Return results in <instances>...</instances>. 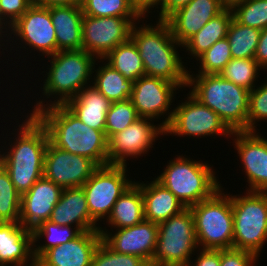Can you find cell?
Instances as JSON below:
<instances>
[{
	"label": "cell",
	"mask_w": 267,
	"mask_h": 266,
	"mask_svg": "<svg viewBox=\"0 0 267 266\" xmlns=\"http://www.w3.org/2000/svg\"><path fill=\"white\" fill-rule=\"evenodd\" d=\"M3 42V43H2ZM5 42V43H4ZM9 30L0 22V63L2 58H4L2 60V62H4V60L6 61V54H9L8 50H9ZM3 47V48H2ZM5 47V48H4ZM2 49V50H1ZM6 50V51H5ZM6 52V54H5ZM4 57H3V56ZM2 57V58H1Z\"/></svg>",
	"instance_id": "47"
},
{
	"label": "cell",
	"mask_w": 267,
	"mask_h": 266,
	"mask_svg": "<svg viewBox=\"0 0 267 266\" xmlns=\"http://www.w3.org/2000/svg\"><path fill=\"white\" fill-rule=\"evenodd\" d=\"M49 221L62 226H74L81 232L99 231L100 227L90 216L82 186L63 189Z\"/></svg>",
	"instance_id": "23"
},
{
	"label": "cell",
	"mask_w": 267,
	"mask_h": 266,
	"mask_svg": "<svg viewBox=\"0 0 267 266\" xmlns=\"http://www.w3.org/2000/svg\"><path fill=\"white\" fill-rule=\"evenodd\" d=\"M154 122L157 121L139 117L123 131L113 135L108 140L109 164L129 166L128 161L131 159H139L148 155L152 148L155 149V142L166 136L165 128Z\"/></svg>",
	"instance_id": "13"
},
{
	"label": "cell",
	"mask_w": 267,
	"mask_h": 266,
	"mask_svg": "<svg viewBox=\"0 0 267 266\" xmlns=\"http://www.w3.org/2000/svg\"><path fill=\"white\" fill-rule=\"evenodd\" d=\"M83 0H32V4L41 7H53V6H77L81 7Z\"/></svg>",
	"instance_id": "46"
},
{
	"label": "cell",
	"mask_w": 267,
	"mask_h": 266,
	"mask_svg": "<svg viewBox=\"0 0 267 266\" xmlns=\"http://www.w3.org/2000/svg\"><path fill=\"white\" fill-rule=\"evenodd\" d=\"M62 191V187L42 176L21 196L19 223L33 231L42 222L48 221Z\"/></svg>",
	"instance_id": "20"
},
{
	"label": "cell",
	"mask_w": 267,
	"mask_h": 266,
	"mask_svg": "<svg viewBox=\"0 0 267 266\" xmlns=\"http://www.w3.org/2000/svg\"><path fill=\"white\" fill-rule=\"evenodd\" d=\"M26 50L27 52H30L26 53ZM15 51L17 52L14 53V58L18 60L23 58L20 63L24 62L25 65L23 66L26 70L29 68V65L26 68V63L28 62L26 59L27 56L29 59V55L31 53L33 54V61L40 62L41 60V62H43V60H45L44 58L52 56L57 52L56 35L50 16V8L32 4L29 9L13 25H11L9 30L10 54L7 55L8 59L6 58V62L2 63L3 66L4 64L12 66L10 63H12L13 58L12 56L10 57V55H12ZM37 58L41 59L38 60ZM9 59L11 60L10 63H8V61H10Z\"/></svg>",
	"instance_id": "7"
},
{
	"label": "cell",
	"mask_w": 267,
	"mask_h": 266,
	"mask_svg": "<svg viewBox=\"0 0 267 266\" xmlns=\"http://www.w3.org/2000/svg\"><path fill=\"white\" fill-rule=\"evenodd\" d=\"M139 118L130 99L112 102L106 114L105 135L109 140L116 133L123 131L127 126Z\"/></svg>",
	"instance_id": "38"
},
{
	"label": "cell",
	"mask_w": 267,
	"mask_h": 266,
	"mask_svg": "<svg viewBox=\"0 0 267 266\" xmlns=\"http://www.w3.org/2000/svg\"><path fill=\"white\" fill-rule=\"evenodd\" d=\"M257 64L267 74V28L261 30L259 42L255 51V57Z\"/></svg>",
	"instance_id": "45"
},
{
	"label": "cell",
	"mask_w": 267,
	"mask_h": 266,
	"mask_svg": "<svg viewBox=\"0 0 267 266\" xmlns=\"http://www.w3.org/2000/svg\"><path fill=\"white\" fill-rule=\"evenodd\" d=\"M146 182V183H145ZM143 195L145 220L161 223L182 212L186 207L154 177L151 181H136Z\"/></svg>",
	"instance_id": "24"
},
{
	"label": "cell",
	"mask_w": 267,
	"mask_h": 266,
	"mask_svg": "<svg viewBox=\"0 0 267 266\" xmlns=\"http://www.w3.org/2000/svg\"><path fill=\"white\" fill-rule=\"evenodd\" d=\"M148 19L146 15L133 24L130 31V39L142 58L145 75L162 78L177 84L181 90H187L189 64L188 60H182L185 56L179 53L183 51V46L173 37L165 20H156L154 24L147 23Z\"/></svg>",
	"instance_id": "3"
},
{
	"label": "cell",
	"mask_w": 267,
	"mask_h": 266,
	"mask_svg": "<svg viewBox=\"0 0 267 266\" xmlns=\"http://www.w3.org/2000/svg\"><path fill=\"white\" fill-rule=\"evenodd\" d=\"M166 164L159 172L160 175L154 178L175 195L186 208L211 197L222 187L217 171L209 161L203 162L201 159L196 160L179 154Z\"/></svg>",
	"instance_id": "6"
},
{
	"label": "cell",
	"mask_w": 267,
	"mask_h": 266,
	"mask_svg": "<svg viewBox=\"0 0 267 266\" xmlns=\"http://www.w3.org/2000/svg\"><path fill=\"white\" fill-rule=\"evenodd\" d=\"M261 71L264 72L254 58H232L219 75L251 91L260 83L258 78H262Z\"/></svg>",
	"instance_id": "33"
},
{
	"label": "cell",
	"mask_w": 267,
	"mask_h": 266,
	"mask_svg": "<svg viewBox=\"0 0 267 266\" xmlns=\"http://www.w3.org/2000/svg\"><path fill=\"white\" fill-rule=\"evenodd\" d=\"M162 266H189V265H162Z\"/></svg>",
	"instance_id": "49"
},
{
	"label": "cell",
	"mask_w": 267,
	"mask_h": 266,
	"mask_svg": "<svg viewBox=\"0 0 267 266\" xmlns=\"http://www.w3.org/2000/svg\"><path fill=\"white\" fill-rule=\"evenodd\" d=\"M228 6L238 23L258 30L267 28V0H232Z\"/></svg>",
	"instance_id": "35"
},
{
	"label": "cell",
	"mask_w": 267,
	"mask_h": 266,
	"mask_svg": "<svg viewBox=\"0 0 267 266\" xmlns=\"http://www.w3.org/2000/svg\"><path fill=\"white\" fill-rule=\"evenodd\" d=\"M46 128L49 141L57 148L81 155L98 166L108 165V139L79 120L65 105H53L34 115Z\"/></svg>",
	"instance_id": "4"
},
{
	"label": "cell",
	"mask_w": 267,
	"mask_h": 266,
	"mask_svg": "<svg viewBox=\"0 0 267 266\" xmlns=\"http://www.w3.org/2000/svg\"><path fill=\"white\" fill-rule=\"evenodd\" d=\"M231 59L230 45L226 37L215 42L194 61H197L196 65L198 69L194 65H189L191 67H189V74H219ZM191 69L198 71L195 72Z\"/></svg>",
	"instance_id": "36"
},
{
	"label": "cell",
	"mask_w": 267,
	"mask_h": 266,
	"mask_svg": "<svg viewBox=\"0 0 267 266\" xmlns=\"http://www.w3.org/2000/svg\"><path fill=\"white\" fill-rule=\"evenodd\" d=\"M83 15L93 17H145L132 0H83Z\"/></svg>",
	"instance_id": "34"
},
{
	"label": "cell",
	"mask_w": 267,
	"mask_h": 266,
	"mask_svg": "<svg viewBox=\"0 0 267 266\" xmlns=\"http://www.w3.org/2000/svg\"><path fill=\"white\" fill-rule=\"evenodd\" d=\"M187 88L201 104L212 109L232 132L248 131L249 90L219 74H188Z\"/></svg>",
	"instance_id": "5"
},
{
	"label": "cell",
	"mask_w": 267,
	"mask_h": 266,
	"mask_svg": "<svg viewBox=\"0 0 267 266\" xmlns=\"http://www.w3.org/2000/svg\"><path fill=\"white\" fill-rule=\"evenodd\" d=\"M228 6L225 0H191L187 5L172 13L165 21L169 24L173 37L184 45L210 19Z\"/></svg>",
	"instance_id": "19"
},
{
	"label": "cell",
	"mask_w": 267,
	"mask_h": 266,
	"mask_svg": "<svg viewBox=\"0 0 267 266\" xmlns=\"http://www.w3.org/2000/svg\"><path fill=\"white\" fill-rule=\"evenodd\" d=\"M91 266H150V264L142 257L118 253L101 240Z\"/></svg>",
	"instance_id": "40"
},
{
	"label": "cell",
	"mask_w": 267,
	"mask_h": 266,
	"mask_svg": "<svg viewBox=\"0 0 267 266\" xmlns=\"http://www.w3.org/2000/svg\"><path fill=\"white\" fill-rule=\"evenodd\" d=\"M115 230V231H114ZM102 240L114 251L145 259L152 266L158 238V224L143 220L137 225L120 229H99Z\"/></svg>",
	"instance_id": "18"
},
{
	"label": "cell",
	"mask_w": 267,
	"mask_h": 266,
	"mask_svg": "<svg viewBox=\"0 0 267 266\" xmlns=\"http://www.w3.org/2000/svg\"><path fill=\"white\" fill-rule=\"evenodd\" d=\"M50 16L55 29L57 52L62 50H82L81 7L53 6Z\"/></svg>",
	"instance_id": "26"
},
{
	"label": "cell",
	"mask_w": 267,
	"mask_h": 266,
	"mask_svg": "<svg viewBox=\"0 0 267 266\" xmlns=\"http://www.w3.org/2000/svg\"><path fill=\"white\" fill-rule=\"evenodd\" d=\"M260 258L251 252L238 249L220 250V266H258Z\"/></svg>",
	"instance_id": "42"
},
{
	"label": "cell",
	"mask_w": 267,
	"mask_h": 266,
	"mask_svg": "<svg viewBox=\"0 0 267 266\" xmlns=\"http://www.w3.org/2000/svg\"><path fill=\"white\" fill-rule=\"evenodd\" d=\"M143 195L141 188L134 182L113 206L112 212L99 229L127 228L144 220ZM108 228H107V227Z\"/></svg>",
	"instance_id": "27"
},
{
	"label": "cell",
	"mask_w": 267,
	"mask_h": 266,
	"mask_svg": "<svg viewBox=\"0 0 267 266\" xmlns=\"http://www.w3.org/2000/svg\"><path fill=\"white\" fill-rule=\"evenodd\" d=\"M21 195L10 180L8 172L0 164V222L20 220Z\"/></svg>",
	"instance_id": "37"
},
{
	"label": "cell",
	"mask_w": 267,
	"mask_h": 266,
	"mask_svg": "<svg viewBox=\"0 0 267 266\" xmlns=\"http://www.w3.org/2000/svg\"><path fill=\"white\" fill-rule=\"evenodd\" d=\"M98 167L85 156L57 148L50 141L47 144L43 176L63 189L83 186Z\"/></svg>",
	"instance_id": "17"
},
{
	"label": "cell",
	"mask_w": 267,
	"mask_h": 266,
	"mask_svg": "<svg viewBox=\"0 0 267 266\" xmlns=\"http://www.w3.org/2000/svg\"><path fill=\"white\" fill-rule=\"evenodd\" d=\"M240 193L230 195L233 248L251 252L259 258L267 244V192Z\"/></svg>",
	"instance_id": "9"
},
{
	"label": "cell",
	"mask_w": 267,
	"mask_h": 266,
	"mask_svg": "<svg viewBox=\"0 0 267 266\" xmlns=\"http://www.w3.org/2000/svg\"><path fill=\"white\" fill-rule=\"evenodd\" d=\"M232 19V10L227 6L183 45V51L191 57V60L193 58L196 60L215 42L227 37L228 27Z\"/></svg>",
	"instance_id": "28"
},
{
	"label": "cell",
	"mask_w": 267,
	"mask_h": 266,
	"mask_svg": "<svg viewBox=\"0 0 267 266\" xmlns=\"http://www.w3.org/2000/svg\"><path fill=\"white\" fill-rule=\"evenodd\" d=\"M183 96V100L176 99L177 105H174L172 118L165 127L166 136L193 138V140L223 136L230 140L233 132L212 109L201 104L189 92Z\"/></svg>",
	"instance_id": "11"
},
{
	"label": "cell",
	"mask_w": 267,
	"mask_h": 266,
	"mask_svg": "<svg viewBox=\"0 0 267 266\" xmlns=\"http://www.w3.org/2000/svg\"><path fill=\"white\" fill-rule=\"evenodd\" d=\"M199 249L190 208L158 224L152 266L189 265Z\"/></svg>",
	"instance_id": "10"
},
{
	"label": "cell",
	"mask_w": 267,
	"mask_h": 266,
	"mask_svg": "<svg viewBox=\"0 0 267 266\" xmlns=\"http://www.w3.org/2000/svg\"><path fill=\"white\" fill-rule=\"evenodd\" d=\"M138 8L147 15L160 2V0H132Z\"/></svg>",
	"instance_id": "48"
},
{
	"label": "cell",
	"mask_w": 267,
	"mask_h": 266,
	"mask_svg": "<svg viewBox=\"0 0 267 266\" xmlns=\"http://www.w3.org/2000/svg\"><path fill=\"white\" fill-rule=\"evenodd\" d=\"M101 240L99 231H84L74 240L46 250L36 266H91Z\"/></svg>",
	"instance_id": "21"
},
{
	"label": "cell",
	"mask_w": 267,
	"mask_h": 266,
	"mask_svg": "<svg viewBox=\"0 0 267 266\" xmlns=\"http://www.w3.org/2000/svg\"><path fill=\"white\" fill-rule=\"evenodd\" d=\"M32 5V0H0L1 23L10 30Z\"/></svg>",
	"instance_id": "41"
},
{
	"label": "cell",
	"mask_w": 267,
	"mask_h": 266,
	"mask_svg": "<svg viewBox=\"0 0 267 266\" xmlns=\"http://www.w3.org/2000/svg\"><path fill=\"white\" fill-rule=\"evenodd\" d=\"M190 1L191 0H160V2L153 8L154 11H150L147 14V17H150V19L151 17H154L155 20H166L172 13H174L179 8L187 5ZM154 12H156L155 14L158 15L152 16L154 15Z\"/></svg>",
	"instance_id": "43"
},
{
	"label": "cell",
	"mask_w": 267,
	"mask_h": 266,
	"mask_svg": "<svg viewBox=\"0 0 267 266\" xmlns=\"http://www.w3.org/2000/svg\"><path fill=\"white\" fill-rule=\"evenodd\" d=\"M250 91L248 110V131H261L259 122H267V75Z\"/></svg>",
	"instance_id": "39"
},
{
	"label": "cell",
	"mask_w": 267,
	"mask_h": 266,
	"mask_svg": "<svg viewBox=\"0 0 267 266\" xmlns=\"http://www.w3.org/2000/svg\"><path fill=\"white\" fill-rule=\"evenodd\" d=\"M190 208L200 249L233 248V212L230 192L225 187Z\"/></svg>",
	"instance_id": "8"
},
{
	"label": "cell",
	"mask_w": 267,
	"mask_h": 266,
	"mask_svg": "<svg viewBox=\"0 0 267 266\" xmlns=\"http://www.w3.org/2000/svg\"><path fill=\"white\" fill-rule=\"evenodd\" d=\"M178 91L183 90L175 83L144 75L133 83L130 100L139 117L160 120L165 128L172 118Z\"/></svg>",
	"instance_id": "14"
},
{
	"label": "cell",
	"mask_w": 267,
	"mask_h": 266,
	"mask_svg": "<svg viewBox=\"0 0 267 266\" xmlns=\"http://www.w3.org/2000/svg\"><path fill=\"white\" fill-rule=\"evenodd\" d=\"M14 113L12 115L15 118L12 115L6 114V112L3 115L4 118L11 116L9 119H14L15 122L12 120L9 122L13 130L8 125H6L7 127L4 126V128L0 127V130L4 131L0 136V140L1 137L4 139L0 142L2 144H0V164L8 172L10 180L17 192L22 196L43 176L44 159L49 136L46 128L35 116L24 115L25 112L20 111V113L16 112L15 114L22 116L16 118L18 115Z\"/></svg>",
	"instance_id": "1"
},
{
	"label": "cell",
	"mask_w": 267,
	"mask_h": 266,
	"mask_svg": "<svg viewBox=\"0 0 267 266\" xmlns=\"http://www.w3.org/2000/svg\"><path fill=\"white\" fill-rule=\"evenodd\" d=\"M133 83L103 59L96 60L93 68L92 85L111 103L130 99Z\"/></svg>",
	"instance_id": "29"
},
{
	"label": "cell",
	"mask_w": 267,
	"mask_h": 266,
	"mask_svg": "<svg viewBox=\"0 0 267 266\" xmlns=\"http://www.w3.org/2000/svg\"><path fill=\"white\" fill-rule=\"evenodd\" d=\"M228 144L234 145L240 168L247 182L245 191L267 192V137L258 131L233 132ZM244 168V169H243Z\"/></svg>",
	"instance_id": "16"
},
{
	"label": "cell",
	"mask_w": 267,
	"mask_h": 266,
	"mask_svg": "<svg viewBox=\"0 0 267 266\" xmlns=\"http://www.w3.org/2000/svg\"><path fill=\"white\" fill-rule=\"evenodd\" d=\"M195 254L191 258L189 266H220V250L199 248Z\"/></svg>",
	"instance_id": "44"
},
{
	"label": "cell",
	"mask_w": 267,
	"mask_h": 266,
	"mask_svg": "<svg viewBox=\"0 0 267 266\" xmlns=\"http://www.w3.org/2000/svg\"><path fill=\"white\" fill-rule=\"evenodd\" d=\"M45 59L48 61L45 60V64L43 62L41 67L44 71L37 67L40 70L39 75L43 76L42 78L39 77L38 80L35 79V83L43 84L40 87L41 90L39 89V94L37 93V97H33V95H36L33 86L31 85L32 88H29V90L32 89L33 93L31 98H36L35 102L33 99L32 102H30L31 100L28 102L29 97H27V103H31V107H28L29 110L27 107L24 109L25 103L19 106L20 110L28 111L25 113L27 115L34 116L38 111L49 106L64 105L67 101L76 97L84 87L92 85L93 68L97 58L85 50H62ZM44 68H46V71ZM22 105L25 106L21 108Z\"/></svg>",
	"instance_id": "2"
},
{
	"label": "cell",
	"mask_w": 267,
	"mask_h": 266,
	"mask_svg": "<svg viewBox=\"0 0 267 266\" xmlns=\"http://www.w3.org/2000/svg\"><path fill=\"white\" fill-rule=\"evenodd\" d=\"M143 17H93L82 18V50L104 58L117 45L130 38L132 25Z\"/></svg>",
	"instance_id": "15"
},
{
	"label": "cell",
	"mask_w": 267,
	"mask_h": 266,
	"mask_svg": "<svg viewBox=\"0 0 267 266\" xmlns=\"http://www.w3.org/2000/svg\"><path fill=\"white\" fill-rule=\"evenodd\" d=\"M32 232L33 256L35 260H37L46 250L74 240L82 233L74 226H62L52 223L49 220L42 222Z\"/></svg>",
	"instance_id": "31"
},
{
	"label": "cell",
	"mask_w": 267,
	"mask_h": 266,
	"mask_svg": "<svg viewBox=\"0 0 267 266\" xmlns=\"http://www.w3.org/2000/svg\"><path fill=\"white\" fill-rule=\"evenodd\" d=\"M64 105L88 127L105 131L106 114L111 102L93 85L84 87Z\"/></svg>",
	"instance_id": "25"
},
{
	"label": "cell",
	"mask_w": 267,
	"mask_h": 266,
	"mask_svg": "<svg viewBox=\"0 0 267 266\" xmlns=\"http://www.w3.org/2000/svg\"><path fill=\"white\" fill-rule=\"evenodd\" d=\"M0 266H36L33 232L15 222H0Z\"/></svg>",
	"instance_id": "22"
},
{
	"label": "cell",
	"mask_w": 267,
	"mask_h": 266,
	"mask_svg": "<svg viewBox=\"0 0 267 266\" xmlns=\"http://www.w3.org/2000/svg\"><path fill=\"white\" fill-rule=\"evenodd\" d=\"M130 173L127 165L99 166L82 186L90 216L99 226L107 220L118 198L135 182Z\"/></svg>",
	"instance_id": "12"
},
{
	"label": "cell",
	"mask_w": 267,
	"mask_h": 266,
	"mask_svg": "<svg viewBox=\"0 0 267 266\" xmlns=\"http://www.w3.org/2000/svg\"><path fill=\"white\" fill-rule=\"evenodd\" d=\"M102 59L113 69L120 72L127 80L135 82L145 75L140 53L130 38L126 42L117 45Z\"/></svg>",
	"instance_id": "30"
},
{
	"label": "cell",
	"mask_w": 267,
	"mask_h": 266,
	"mask_svg": "<svg viewBox=\"0 0 267 266\" xmlns=\"http://www.w3.org/2000/svg\"><path fill=\"white\" fill-rule=\"evenodd\" d=\"M260 34L261 30L242 25L233 18L227 31L232 58H254Z\"/></svg>",
	"instance_id": "32"
}]
</instances>
